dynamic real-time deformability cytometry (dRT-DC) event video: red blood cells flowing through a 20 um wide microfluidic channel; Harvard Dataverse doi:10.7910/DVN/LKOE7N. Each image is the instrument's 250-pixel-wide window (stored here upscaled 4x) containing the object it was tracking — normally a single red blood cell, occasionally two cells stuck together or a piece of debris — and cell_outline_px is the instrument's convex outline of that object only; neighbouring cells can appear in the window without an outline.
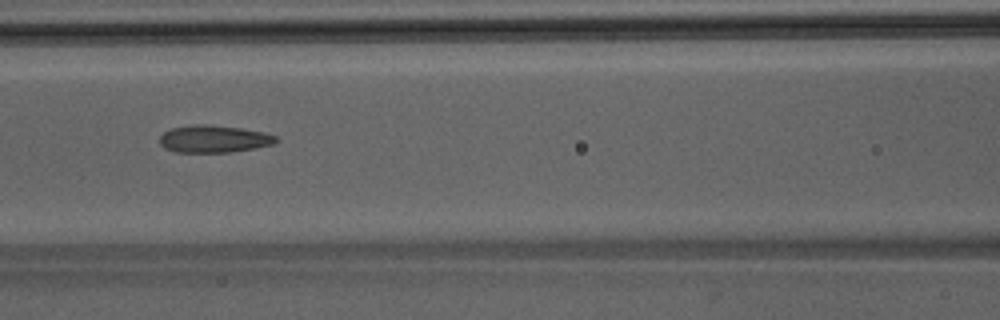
{"species": "Egyptian fruit bat (a non-hibernating species)", "species_latin": "Rousettus aegyptiacus", "temperature_condition": "room temperature", "stored_images_in_passage": 40, "camera_frame_rate_fps": 3000, "um_per_image_px": 0.085, "animal": {"sex": "male"}, "frame": {"image": 1, "passage_image": 12, "time_ms": 3.667, "image_size_px": [1000, 320], "cell_outline_px": [[280, 140], [272, 144], [256, 148], [232, 152], [176, 152], [164, 148], [160, 144], [160, 136], [164, 132], [172, 128], [192, 124], [204, 124], [240, 128], [264, 132], [276, 136]], "centroid_in_image_um": [18.18, 11.81], "position_along_channel_um": 148.4, "area_um2": 18.55}}
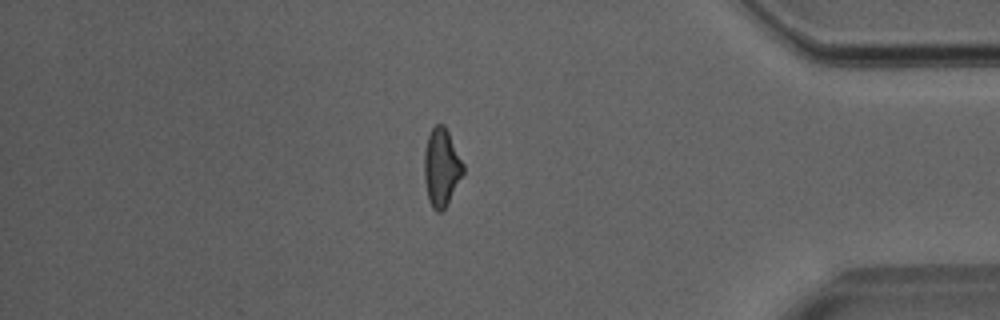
{"frame": {"image": 2, "passage_image": 32, "time_ms": 10.333, "image_size_px": [1000, 320], "cell_outline_px": [[464, 172], [444, 208], [440, 212], [436, 212], [432, 208], [428, 200], [424, 180], [424, 152], [428, 136], [432, 128], [436, 124], [444, 124], [464, 164]], "centroid_in_image_um": [37.5, 14.22], "position_along_channel_um": 397.7, "area_um2": 17.51}}
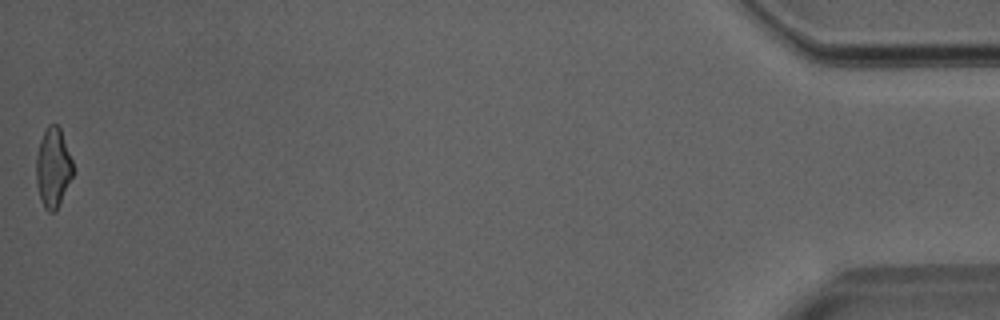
{"frame": {"image": 3, "passage_image": 39, "time_ms": 12.667, "image_size_px": [1000, 320], "cell_outline_px": [[72, 176], [60, 204], [52, 212], [48, 212], [44, 208], [40, 200], [36, 180], [36, 156], [40, 140], [48, 124], [56, 124], [60, 128], [72, 160]], "centroid_in_image_um": [4.49, 14.26], "position_along_channel_um": 430.7, "area_um2": 16.88}}